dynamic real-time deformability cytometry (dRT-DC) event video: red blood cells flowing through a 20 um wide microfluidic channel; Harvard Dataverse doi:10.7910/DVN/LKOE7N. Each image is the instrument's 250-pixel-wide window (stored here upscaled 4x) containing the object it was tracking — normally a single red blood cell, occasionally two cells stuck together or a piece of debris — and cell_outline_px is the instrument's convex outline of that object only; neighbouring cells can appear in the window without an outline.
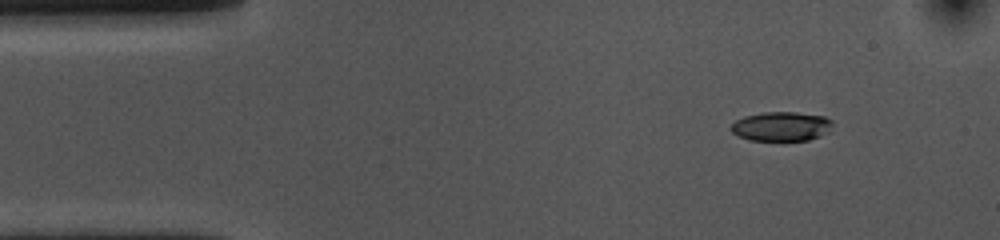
{"species": "common noctule bat (a hibernating species)", "species_latin": "Nyctalus noctula", "temperature_condition": "cold", "stored_images_in_passage": 50, "camera_frame_rate_fps": 3000, "um_per_image_px": 0.085, "animal": {"sex": "female", "body_mass_g": 10.0, "forearm_length_mm": 53.1}, "frame": {"image": 1, "passage_image": 1, "time_ms": 0.0, "image_size_px": [1000, 240], "cell_outline_px": [[832, 124], [828, 132], [820, 136], [808, 140], [748, 140], [732, 132], [728, 128], [736, 120], [744, 116], [764, 112], [796, 112], [824, 116], [832, 120]], "centroid_in_image_um": [66.4, 10.74], "position_along_channel_um": 18.6, "area_um2": 17.34}}
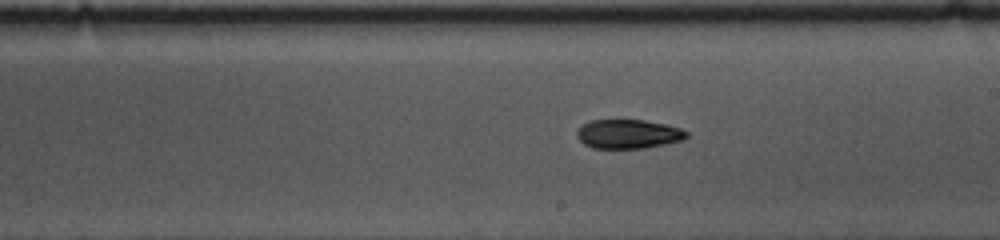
{"frame": {"image": 2, "passage_image": 25, "time_ms": 8.0, "image_size_px": [1000, 240], "cell_outline_px": [[688, 136], [684, 140], [644, 148], [592, 148], [584, 144], [576, 136], [576, 132], [580, 124], [588, 120], [644, 120], [668, 124], [680, 128], [688, 132]], "centroid_in_image_um": [53.38, 11.38], "position_along_channel_um": 235.6, "area_um2": 18.84}}
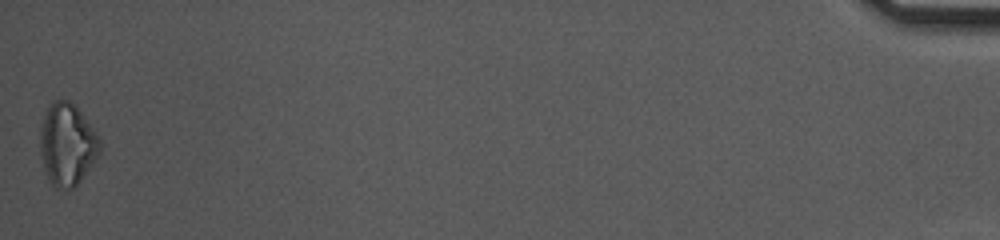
{"frame": {"image": 3, "passage_image": 50, "time_ms": 16.333, "image_size_px": [1000, 240], "cell_outline_px": [[100, 152], [80, 180], [72, 188], [56, 188], [48, 180], [44, 168], [40, 152], [40, 132], [44, 116], [52, 100], [68, 100], [76, 104], [96, 132], [100, 140]], "centroid_in_image_um": [5.7, 12.24], "position_along_channel_um": 429.5, "area_um2": 28.38}, "authors_computed_cell_mechanics": {"area_um2": 19.2474, "velocity_mm_per_s": 3.5668, "shape_relaxation_time_tau1_ms": 4.7972, "shape_relaxation_time_tau2_ms": 10.577, "deformation_change_tau1": 0.1176, "deformation_change_tau2": 0.1884}}